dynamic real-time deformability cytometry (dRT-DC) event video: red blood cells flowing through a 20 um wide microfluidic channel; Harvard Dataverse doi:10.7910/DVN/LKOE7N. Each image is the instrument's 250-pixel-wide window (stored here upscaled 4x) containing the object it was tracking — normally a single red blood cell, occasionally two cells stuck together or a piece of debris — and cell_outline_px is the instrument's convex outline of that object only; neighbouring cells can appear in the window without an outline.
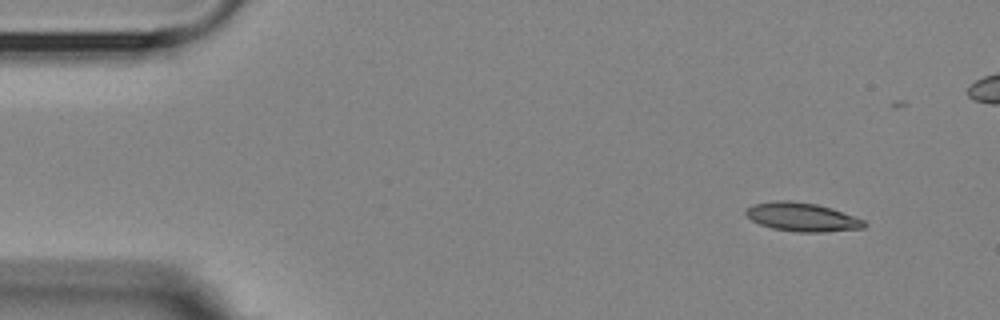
{"species": "Egyptian fruit bat (a non-hibernating species)", "species_latin": "Rousettus aegyptiacus", "temperature_condition": "room temperature", "stored_images_in_passage": 5, "camera_frame_rate_fps": 3000, "um_per_image_px": 0.085, "animal": {"sex": "female"}, "frame": {"image": 1, "passage_image": 1, "time_ms": 0.0, "image_size_px": [1000, 320], "cell_outline_px": [[868, 224], [864, 228], [824, 232], [796, 232], [772, 228], [760, 224], [752, 220], [744, 212], [752, 204], [776, 200], [788, 200], [816, 204], [832, 208], [864, 220]], "centroid_in_image_um": [68.19, 18.45], "position_along_channel_um": 16.8, "area_um2": 19.77}}